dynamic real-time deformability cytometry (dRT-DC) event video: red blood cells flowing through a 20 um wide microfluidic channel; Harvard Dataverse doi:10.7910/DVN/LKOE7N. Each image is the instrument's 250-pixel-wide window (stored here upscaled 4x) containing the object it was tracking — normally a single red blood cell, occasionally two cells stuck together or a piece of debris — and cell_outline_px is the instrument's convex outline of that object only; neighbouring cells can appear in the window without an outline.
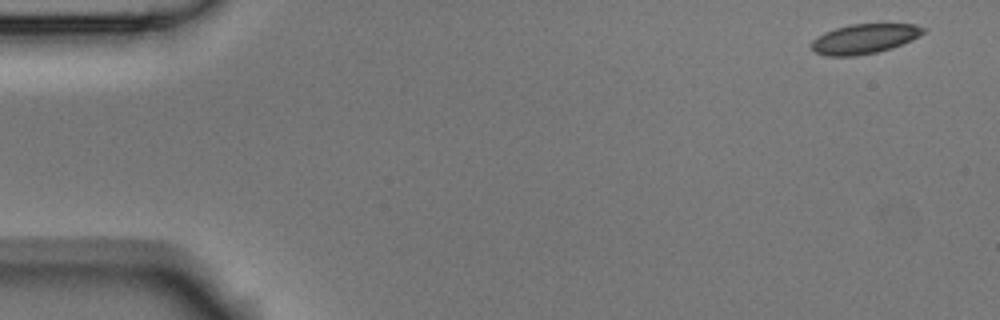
{"species": "Egyptian fruit bat (a non-hibernating species)", "species_latin": "Rousettus aegyptiacus", "temperature_condition": "room temperature", "stored_images_in_passage": 6, "camera_frame_rate_fps": 3000, "um_per_image_px": 0.085, "animal": {"sex": "male"}, "frame": {"image": 1, "passage_image": 1, "time_ms": 0.0, "image_size_px": [1000, 320], "cell_outline_px": [[928, 28], [924, 32], [912, 40], [892, 48], [876, 52], [856, 56], [828, 56], [816, 52], [812, 48], [812, 40], [824, 32], [848, 24], [916, 24]], "centroid_in_image_um": [73.5, 3.29], "position_along_channel_um": 11.5, "area_um2": 19.36}}
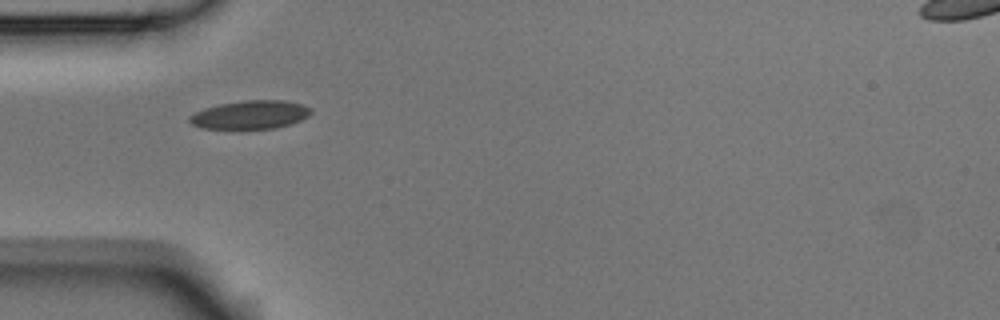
{"frame": {"image": 2, "passage_image": 5, "time_ms": 1.333, "image_size_px": [1000, 320], "cell_outline_px": [[312, 112], [308, 116], [292, 124], [276, 128], [200, 128], [192, 124], [188, 120], [188, 116], [204, 108], [220, 104], [244, 100], [284, 100], [304, 104], [312, 108]], "centroid_in_image_um": [21.31, 9.74], "position_along_channel_um": 63.7, "area_um2": 20.17}}
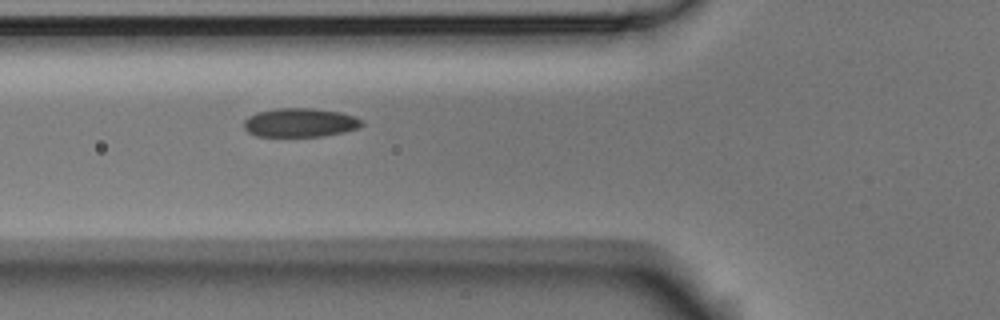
{"frame": {"image": 3, "passage_image": 6, "time_ms": 1.667, "image_size_px": [1000, 320], "cell_outline_px": [[364, 124], [360, 128], [344, 132], [324, 136], [256, 136], [248, 132], [244, 128], [244, 120], [248, 116], [256, 112], [276, 108], [312, 108], [340, 112], [356, 116], [364, 120]], "centroid_in_image_um": [25.54, 10.42], "position_along_channel_um": 100.3, "area_um2": 20.11}}